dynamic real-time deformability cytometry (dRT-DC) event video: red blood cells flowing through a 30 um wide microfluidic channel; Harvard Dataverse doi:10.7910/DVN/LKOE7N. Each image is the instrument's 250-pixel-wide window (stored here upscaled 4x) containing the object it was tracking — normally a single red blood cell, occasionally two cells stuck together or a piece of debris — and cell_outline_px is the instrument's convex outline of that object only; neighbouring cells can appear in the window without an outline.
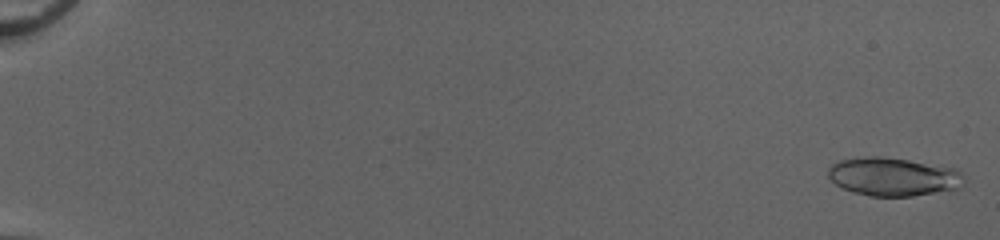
{"species": "common noctule bat (a hibernating species)", "species_latin": "Nyctalus noctula", "temperature_condition": "cold", "stored_images_in_passage": 53, "camera_frame_rate_fps": 3000, "um_per_image_px": 0.085, "animal": {"sex": "female", "body_mass_g": 20.0, "forearm_length_mm": 54.0}, "frame": {"image": 1, "passage_image": 2, "time_ms": 0.333, "image_size_px": [1000, 240], "cell_outline_px": [[964, 184], [960, 188], [912, 196], [872, 196], [856, 192], [844, 188], [836, 184], [828, 176], [828, 168], [836, 160], [856, 156], [880, 156], [908, 160], [956, 168], [960, 172], [964, 180]], "centroid_in_image_um": [75.9, 15.0], "position_along_channel_um": 9.1, "area_um2": 30.46}}
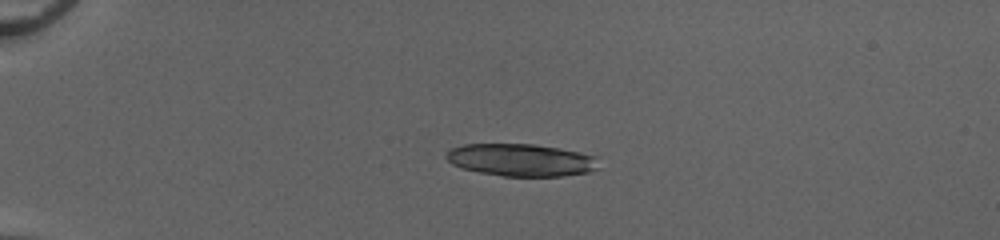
{"frame": {"image": 2, "passage_image": 15, "time_ms": 4.667, "image_size_px": [1000, 240], "cell_outline_px": [[600, 168], [588, 172], [560, 176], [504, 176], [480, 172], [460, 168], [452, 164], [444, 156], [452, 148], [464, 144], [536, 144], [560, 148], [580, 152], [596, 156]], "centroid_in_image_um": [44.31, 13.59], "position_along_channel_um": 40.7, "area_um2": 28.9}, "authors_computed_cell_mechanics": {"area_um2": 28.9578, "velocity_mm_per_s": 4.1184, "shape_relaxation_time_tau1_ms": 7.558, "shape_relaxation_time_tau2_ms": 1.9595, "deformation_change_tau1": 0.2575, "deformation_change_tau2": 0.0979}}